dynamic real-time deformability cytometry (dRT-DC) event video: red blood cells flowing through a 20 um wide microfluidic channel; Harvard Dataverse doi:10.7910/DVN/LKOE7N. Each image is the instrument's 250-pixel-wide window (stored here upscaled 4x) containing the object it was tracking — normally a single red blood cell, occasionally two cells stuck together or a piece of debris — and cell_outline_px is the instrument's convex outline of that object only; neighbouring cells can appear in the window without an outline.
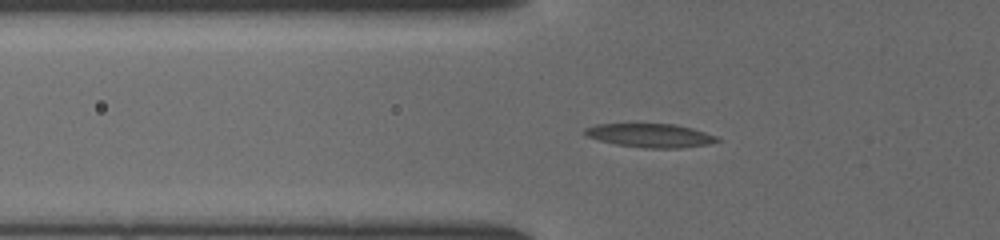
{"species": "common noctule bat (a hibernating species)", "species_latin": "Nyctalus noctula", "temperature_condition": "cold", "stored_images_in_passage": 43, "camera_frame_rate_fps": 3000, "um_per_image_px": 0.085, "animal": {"sex": "female", "body_mass_g": 19.5, "forearm_length_mm": 54.1}, "frame": {"image": 1, "passage_image": 10, "time_ms": 3.0, "image_size_px": [1000, 240], "cell_outline_px": [[720, 140], [708, 144], [680, 148], [644, 148], [616, 144], [600, 140], [588, 136], [584, 132], [584, 128], [596, 124], [676, 124], [692, 128], [720, 136]], "centroid_in_image_um": [55.33, 11.51], "position_along_channel_um": 70.5, "area_um2": 18.26}}
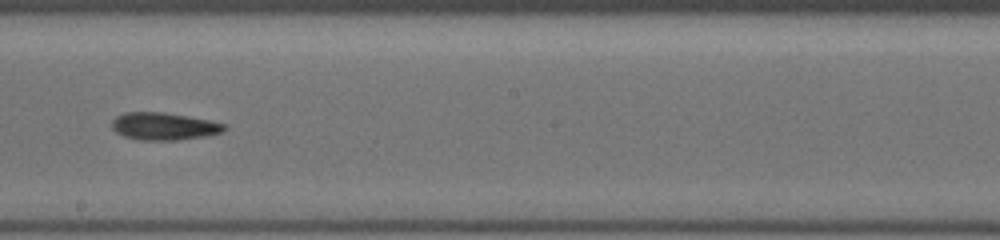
{"frame": {"image": 2, "passage_image": 22, "time_ms": 7.0, "image_size_px": [1000, 240], "cell_outline_px": [[228, 128], [224, 132], [208, 136], [176, 140], [140, 140], [124, 136], [116, 132], [112, 128], [112, 120], [116, 116], [124, 112], [164, 112], [188, 116], [228, 124]], "centroid_in_image_um": [13.98, 10.73], "position_along_channel_um": 234.2, "area_um2": 18.21}}
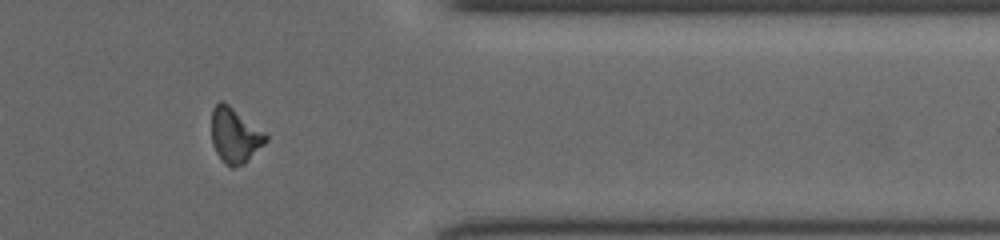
{"frame": {"image": 3, "passage_image": 34, "time_ms": 11.0, "image_size_px": [1000, 240], "cell_outline_px": [[268, 140], [244, 164], [232, 168], [224, 164], [220, 160], [212, 144], [212, 108], [220, 100], [224, 100], [264, 132], [268, 136]], "centroid_in_image_um": [19.94, 11.51], "position_along_channel_um": 391.5, "area_um2": 17.51}}